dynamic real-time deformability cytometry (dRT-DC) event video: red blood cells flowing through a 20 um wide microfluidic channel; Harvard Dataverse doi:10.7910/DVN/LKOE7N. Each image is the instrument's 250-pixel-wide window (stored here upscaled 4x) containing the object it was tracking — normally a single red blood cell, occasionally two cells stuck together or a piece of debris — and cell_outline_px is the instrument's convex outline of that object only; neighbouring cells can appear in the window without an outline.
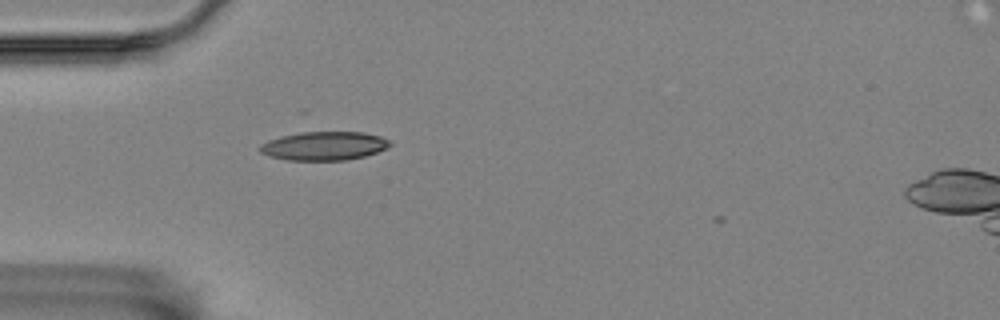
{"species": "Egyptian fruit bat (a non-hibernating species)", "species_latin": "Rousettus aegyptiacus", "temperature_condition": "room temperature", "stored_images_in_passage": 3, "camera_frame_rate_fps": 3000, "um_per_image_px": 0.085, "animal": {"sex": "female"}, "frame": {"image": 1, "passage_image": 2, "time_ms": 0.333, "image_size_px": [1000, 320], "cell_outline_px": [[392, 144], [388, 148], [364, 156], [344, 160], [288, 160], [268, 156], [260, 152], [260, 144], [268, 140], [280, 136], [308, 128], [364, 132], [380, 136], [388, 140]], "centroid_in_image_um": [27.51, 12.33], "position_along_channel_um": 57.5, "area_um2": 22.83}}